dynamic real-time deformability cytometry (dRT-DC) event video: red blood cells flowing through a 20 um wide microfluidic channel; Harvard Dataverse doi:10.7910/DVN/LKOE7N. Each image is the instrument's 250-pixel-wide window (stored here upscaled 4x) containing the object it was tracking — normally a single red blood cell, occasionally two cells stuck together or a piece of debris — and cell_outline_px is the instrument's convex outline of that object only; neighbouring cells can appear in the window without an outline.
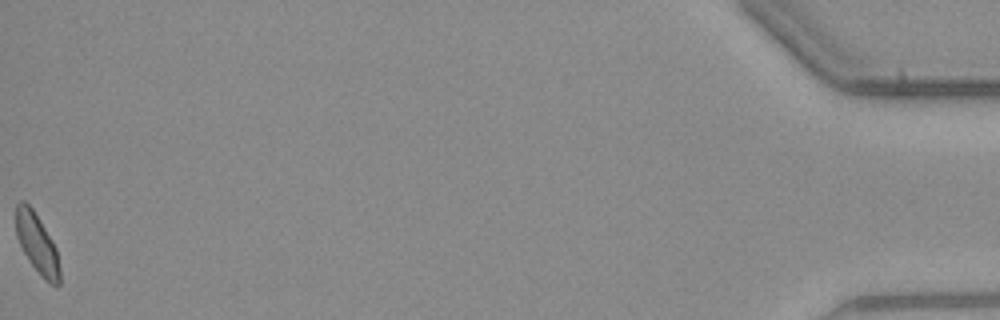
{"species": "common noctule bat (a hibernating species)", "species_latin": "Nyctalus noctula", "temperature_condition": "warm", "stored_images_in_passage": 54, "camera_frame_rate_fps": 3000, "um_per_image_px": 0.085, "animal": {"sex": "male", "body_mass_g": 23.1, "forearm_length_mm": 52.7}, "frame": {"image": 1, "passage_image": 54, "time_ms": 17.667, "image_size_px": [1000, 320], "cell_outline_px": [[60, 284], [56, 288], [48, 284], [44, 280], [28, 260], [16, 236], [16, 204], [20, 200], [24, 200], [32, 208], [52, 240], [56, 248], [60, 268]], "centroid_in_image_um": [3.17, 20.76], "position_along_channel_um": 432.0, "area_um2": 15.37}, "authors_computed_cell_mechanics": {"area_um2": 15.6638, "velocity_mm_per_s": 3.797, "shape_relaxation_time_tau1_ms": null, "shape_relaxation_time_tau2_ms": 3.8754, "deformation_change_tau1": null, "deformation_change_tau2": 0.0713}}